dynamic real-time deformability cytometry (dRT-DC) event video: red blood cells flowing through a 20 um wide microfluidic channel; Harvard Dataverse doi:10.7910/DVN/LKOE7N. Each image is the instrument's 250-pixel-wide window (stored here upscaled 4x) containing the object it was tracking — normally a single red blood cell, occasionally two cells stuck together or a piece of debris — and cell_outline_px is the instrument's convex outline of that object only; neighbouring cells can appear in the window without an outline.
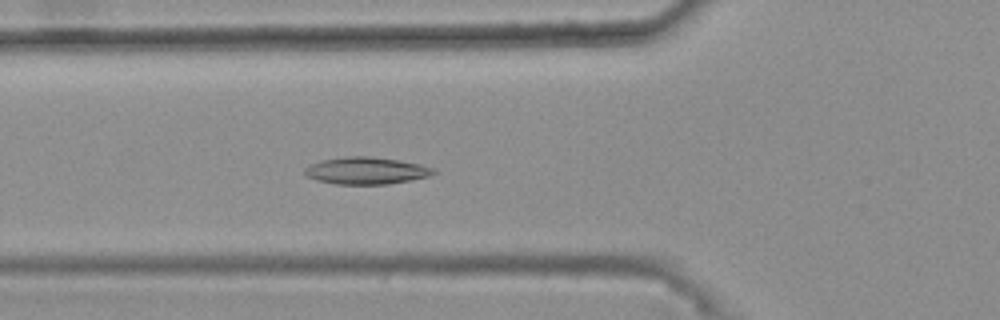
{"species": "common noctule bat (a hibernating species)", "species_latin": "Nyctalus noctula", "temperature_condition": "warm", "stored_images_in_passage": 43, "camera_frame_rate_fps": 3000, "um_per_image_px": 0.085, "animal": {"sex": "female", "body_mass_g": 25.1}, "frame": {"image": 1, "passage_image": 16, "time_ms": 5.0, "image_size_px": [1000, 320], "cell_outline_px": [[440, 172], [428, 176], [412, 180], [388, 184], [336, 184], [316, 180], [308, 176], [304, 172], [304, 168], [320, 160], [344, 156], [368, 156], [400, 160], [420, 164], [436, 168]], "centroid_in_image_um": [31.18, 14.5], "position_along_channel_um": 94.6, "area_um2": 20.52}}
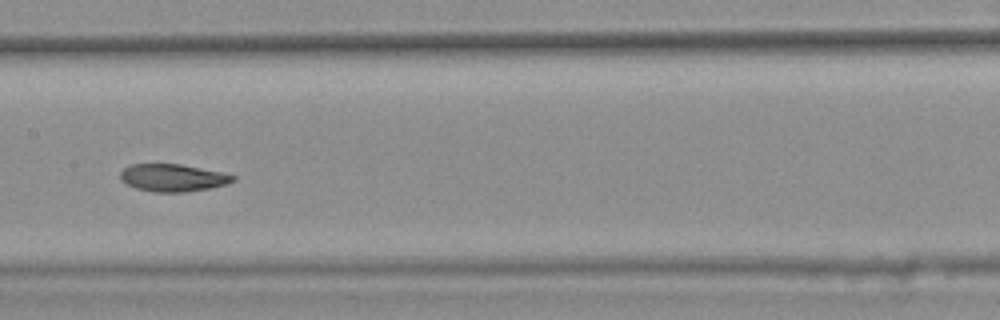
{"frame": {"image": 2, "passage_image": 24, "time_ms": 7.667, "image_size_px": [1000, 320], "cell_outline_px": [[236, 180], [228, 184], [208, 188], [184, 192], [156, 192], [136, 188], [124, 184], [120, 180], [120, 172], [124, 168], [132, 164], [180, 164], [220, 172], [236, 176]], "centroid_in_image_um": [14.66, 15.11], "position_along_channel_um": 192.7, "area_um2": 17.98}}
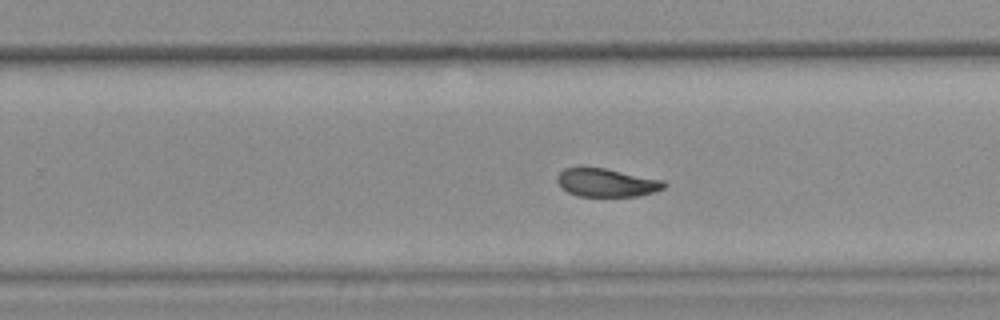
{"frame": {"image": 3, "passage_image": 31, "time_ms": 10.0, "image_size_px": [1000, 320], "cell_outline_px": [[668, 184], [664, 188], [656, 192], [636, 196], [576, 196], [568, 192], [556, 180], [556, 176], [564, 168], [604, 168], [664, 180]], "centroid_in_image_um": [51.6, 15.53], "position_along_channel_um": 278.2, "area_um2": 17.51}, "authors_computed_cell_mechanics": {"area_um2": 18.8428, "velocity_mm_per_s": 3.6762, "shape_relaxation_time_tau1_ms": null, "shape_relaxation_time_tau2_ms": 1.7132, "deformation_change_tau1": null, "deformation_change_tau2": 0.0567}}